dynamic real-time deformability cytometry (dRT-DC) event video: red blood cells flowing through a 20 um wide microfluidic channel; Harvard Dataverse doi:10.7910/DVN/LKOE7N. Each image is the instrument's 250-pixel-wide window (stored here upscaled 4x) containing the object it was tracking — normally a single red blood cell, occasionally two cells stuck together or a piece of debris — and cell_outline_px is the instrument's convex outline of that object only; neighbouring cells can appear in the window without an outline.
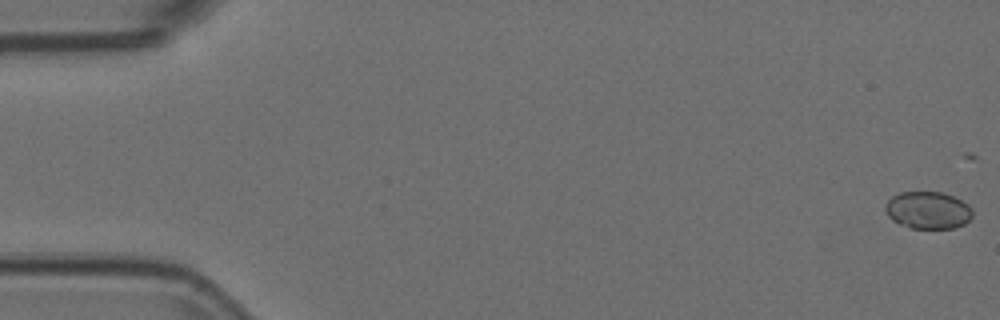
{"species": "Egyptian fruit bat (a non-hibernating species)", "species_latin": "Rousettus aegyptiacus", "temperature_condition": "room temperature", "stored_images_in_passage": 11, "camera_frame_rate_fps": 3000, "um_per_image_px": 0.085, "animal": {"sex": "female"}, "frame": {"image": 1, "passage_image": 1, "time_ms": 0.0, "image_size_px": [1000, 320], "cell_outline_px": [[972, 216], [964, 224], [952, 228], [912, 228], [900, 224], [892, 220], [888, 216], [884, 208], [884, 204], [892, 196], [900, 192], [944, 192], [968, 204], [972, 208]], "centroid_in_image_um": [78.85, 17.86], "position_along_channel_um": 6.1, "area_um2": 18.96}}